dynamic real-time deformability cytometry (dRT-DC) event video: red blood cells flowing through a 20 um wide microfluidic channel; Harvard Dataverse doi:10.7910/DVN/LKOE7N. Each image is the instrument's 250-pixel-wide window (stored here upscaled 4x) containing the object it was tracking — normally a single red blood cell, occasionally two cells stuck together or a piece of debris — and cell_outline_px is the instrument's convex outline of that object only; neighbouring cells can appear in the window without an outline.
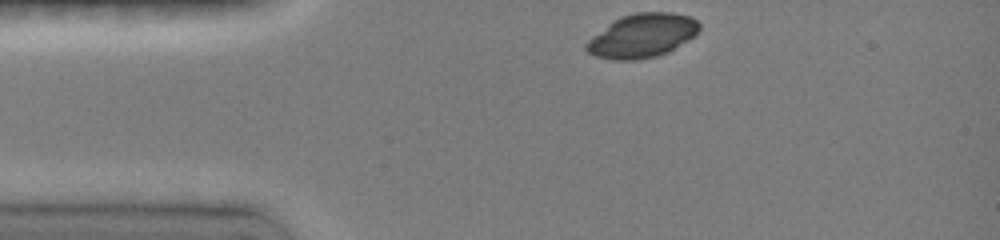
{"species": "common noctule bat (a hibernating species)", "species_latin": "Nyctalus noctula", "temperature_condition": "room temperature", "stored_images_in_passage": 4, "camera_frame_rate_fps": 3000, "um_per_image_px": 0.085, "animal": {"sex": "female", "body_mass_g": 19.0, "forearm_length_mm": 51.5}, "frame": {"image": 1, "passage_image": 1, "time_ms": 0.0, "image_size_px": [1000, 240], "cell_outline_px": [[700, 28], [692, 36], [672, 48], [656, 56], [632, 60], [616, 60], [596, 56], [588, 52], [584, 48], [584, 44], [592, 36], [612, 20], [620, 16], [636, 12], [672, 12], [692, 16], [700, 24]], "centroid_in_image_um": [54.53, 3.0], "position_along_channel_um": 30.5, "area_um2": 28.55}}